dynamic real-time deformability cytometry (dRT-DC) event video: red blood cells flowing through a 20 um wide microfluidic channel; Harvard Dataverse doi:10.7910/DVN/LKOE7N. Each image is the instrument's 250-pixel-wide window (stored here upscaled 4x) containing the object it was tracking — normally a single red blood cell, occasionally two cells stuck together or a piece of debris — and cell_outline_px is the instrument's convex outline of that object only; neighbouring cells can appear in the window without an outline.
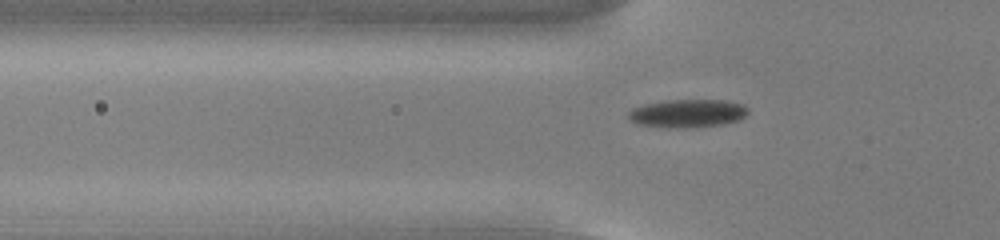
{"species": "common noctule bat (a hibernating species)", "species_latin": "Nyctalus noctula", "temperature_condition": "cold", "stored_images_in_passage": 42, "camera_frame_rate_fps": 3000, "um_per_image_px": 0.085, "animal": {"sex": "male", "body_mass_g": 13.0, "forearm_length_mm": 53.1}, "frame": {"image": 1, "passage_image": 5, "time_ms": 1.333, "image_size_px": [1000, 240], "cell_outline_px": [[748, 112], [740, 120], [724, 124], [684, 128], [668, 128], [636, 124], [628, 116], [628, 112], [632, 108], [644, 104], [668, 100], [724, 100], [744, 104], [748, 108]], "centroid_in_image_um": [58.45, 9.64], "position_along_channel_um": 67.3, "area_um2": 19.77}}
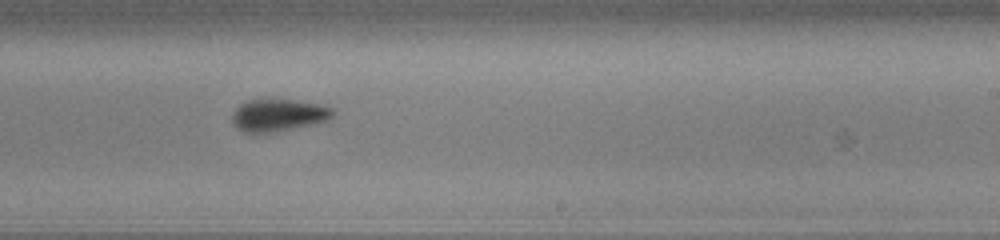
{"frame": {"image": 2, "passage_image": 21, "time_ms": 6.667, "image_size_px": [1000, 240], "cell_outline_px": [[336, 112], [328, 120], [312, 124], [272, 132], [244, 132], [236, 128], [232, 124], [232, 116], [236, 108], [240, 104], [248, 100], [292, 100], [320, 104], [336, 108]], "centroid_in_image_um": [23.68, 9.78], "position_along_channel_um": 265.3, "area_um2": 18.79}}
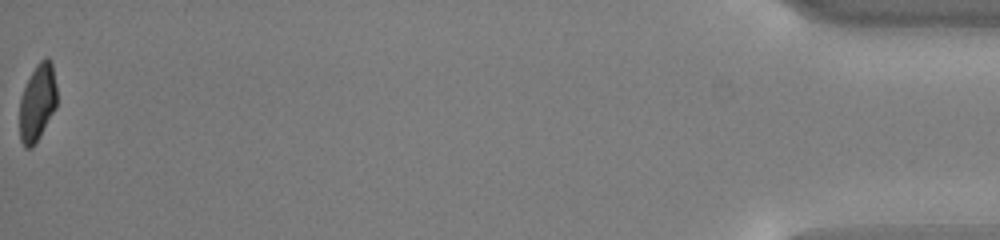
{"frame": {"image": 3, "passage_image": 42, "time_ms": 13.667, "image_size_px": [1000, 240], "cell_outline_px": [[56, 108], [40, 136], [32, 148], [24, 148], [20, 140], [20, 96], [36, 64], [44, 56], [48, 56], [52, 60], [56, 84]], "centroid_in_image_um": [3.19, 8.69], "position_along_channel_um": 432.0, "area_um2": 16.94}, "authors_computed_cell_mechanics": {"area_um2": 19.1896, "velocity_mm_per_s": 3.7514, "shape_relaxation_time_tau1_ms": 3.1889, "shape_relaxation_time_tau2_ms": 4.4673, "deformation_change_tau1": 0.1101, "deformation_change_tau2": 0.081}}